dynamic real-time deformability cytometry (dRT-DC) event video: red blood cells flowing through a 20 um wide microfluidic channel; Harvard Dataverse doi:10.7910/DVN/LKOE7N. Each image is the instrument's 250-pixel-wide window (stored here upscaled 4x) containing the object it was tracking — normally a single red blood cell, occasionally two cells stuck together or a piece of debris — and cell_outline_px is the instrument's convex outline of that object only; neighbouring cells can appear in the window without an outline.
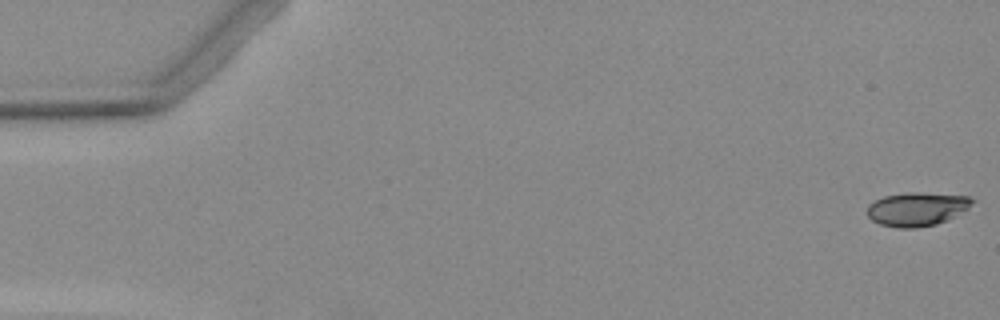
{"species": "Egyptian fruit bat (a non-hibernating species)", "species_latin": "Rousettus aegyptiacus", "temperature_condition": "warm", "stored_images_in_passage": 17, "camera_frame_rate_fps": 3000, "um_per_image_px": 0.085, "animal": {"sex": "female"}, "frame": {"image": 1, "passage_image": 1, "time_ms": 0.0, "image_size_px": [1000, 320], "cell_outline_px": [[976, 200], [968, 208], [948, 220], [936, 224], [916, 228], [896, 228], [880, 224], [872, 220], [868, 216], [868, 204], [884, 196], [908, 192], [920, 192], [968, 196]], "centroid_in_image_um": [77.95, 17.77], "position_along_channel_um": 7.1, "area_um2": 20.69}}